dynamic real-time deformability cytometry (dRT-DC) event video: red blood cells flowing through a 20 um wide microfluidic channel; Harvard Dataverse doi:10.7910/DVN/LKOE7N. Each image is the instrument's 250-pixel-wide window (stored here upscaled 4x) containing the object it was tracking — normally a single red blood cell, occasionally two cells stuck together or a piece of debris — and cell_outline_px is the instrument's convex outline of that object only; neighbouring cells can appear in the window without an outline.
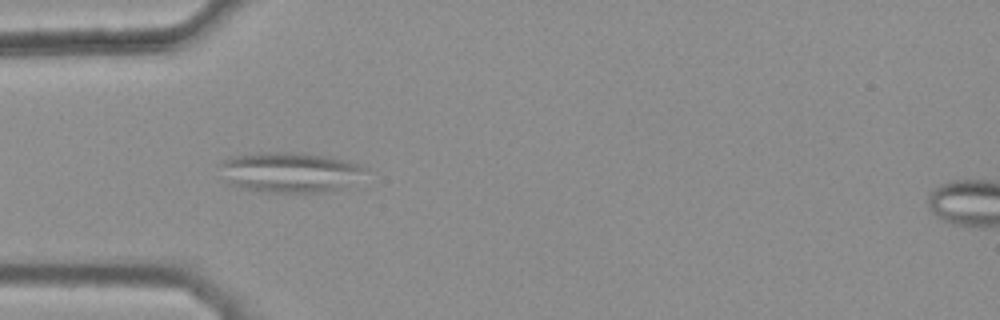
{"species": "common noctule bat (a hibernating species)", "species_latin": "Nyctalus noctula", "temperature_condition": "warm", "stored_images_in_passage": 33, "camera_frame_rate_fps": 3000, "um_per_image_px": 0.085, "animal": {"sex": "female", "body_mass_g": 25.1}, "frame": {"image": 1, "passage_image": 4, "time_ms": 1.0, "image_size_px": [1000, 320], "cell_outline_px": [[368, 168], [340, 188], [324, 192], [260, 192], [224, 184], [220, 164], [228, 156], [260, 152], [304, 152], [344, 160], [360, 164]], "centroid_in_image_um": [24.49, 14.63], "position_along_channel_um": 60.5, "area_um2": 34.1}}
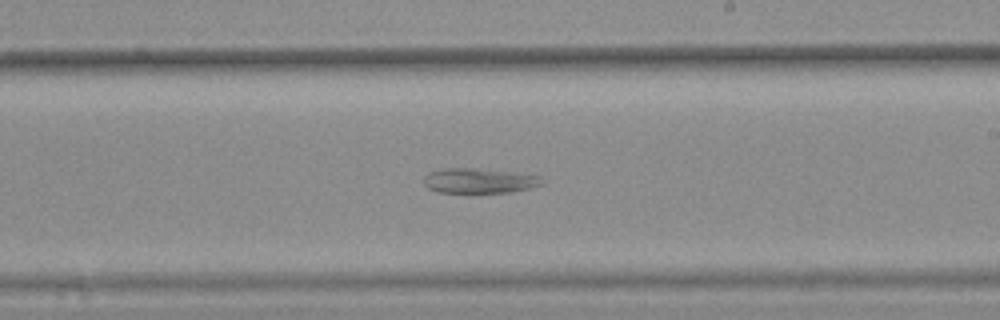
{"frame": {"image": 2, "passage_image": 19, "time_ms": 6.0, "image_size_px": [1000, 320], "cell_outline_px": [[544, 184], [512, 192], [476, 196], [468, 196], [436, 192], [428, 188], [424, 184], [424, 176], [428, 172], [440, 168], [472, 168], [508, 172], [540, 176], [544, 180]], "centroid_in_image_um": [40.65, 15.43], "position_along_channel_um": 248.3, "area_um2": 18.26}}
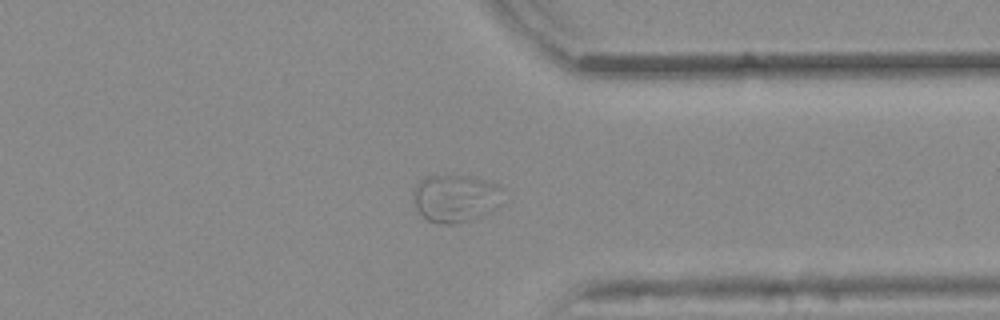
{"frame": {"image": 3, "passage_image": 29, "time_ms": 9.333, "image_size_px": [1000, 320], "cell_outline_px": [[500, 204], [492, 212], [456, 224], [436, 224], [428, 220], [416, 208], [412, 196], [412, 192], [416, 184], [420, 180], [428, 176], [468, 176], [484, 180], [496, 184], [500, 188]], "centroid_in_image_um": [38.67, 16.87], "position_along_channel_um": 372.7, "area_um2": 24.74}}